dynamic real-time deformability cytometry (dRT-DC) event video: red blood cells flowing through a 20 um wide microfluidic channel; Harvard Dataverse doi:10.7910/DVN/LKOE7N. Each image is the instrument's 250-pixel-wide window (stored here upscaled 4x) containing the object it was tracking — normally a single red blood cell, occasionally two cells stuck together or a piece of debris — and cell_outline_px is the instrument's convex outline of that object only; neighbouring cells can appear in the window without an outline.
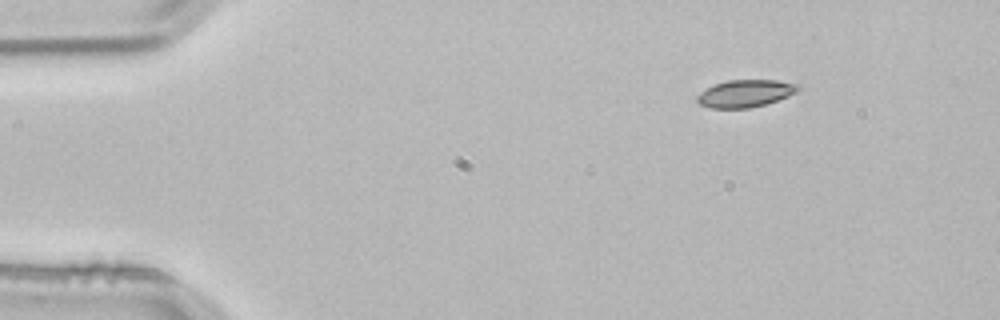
{"species": "common noctule bat (a hibernating species)", "species_latin": "Nyctalus noctula", "temperature_condition": "room temperature", "stored_images_in_passage": 3, "camera_frame_rate_fps": 3000, "um_per_image_px": 0.085, "animal": {"sex": "male", "body_mass_g": 21.5, "forearm_length_mm": 52.0}, "frame": {"image": 1, "passage_image": 1, "time_ms": 0.0, "image_size_px": [1000, 320], "cell_outline_px": [[800, 88], [796, 92], [788, 96], [764, 104], [748, 108], [712, 108], [700, 104], [696, 100], [696, 96], [700, 92], [716, 84], [728, 80], [776, 80], [800, 84]], "centroid_in_image_um": [63.36, 7.93], "position_along_channel_um": 21.6, "area_um2": 15.9}}